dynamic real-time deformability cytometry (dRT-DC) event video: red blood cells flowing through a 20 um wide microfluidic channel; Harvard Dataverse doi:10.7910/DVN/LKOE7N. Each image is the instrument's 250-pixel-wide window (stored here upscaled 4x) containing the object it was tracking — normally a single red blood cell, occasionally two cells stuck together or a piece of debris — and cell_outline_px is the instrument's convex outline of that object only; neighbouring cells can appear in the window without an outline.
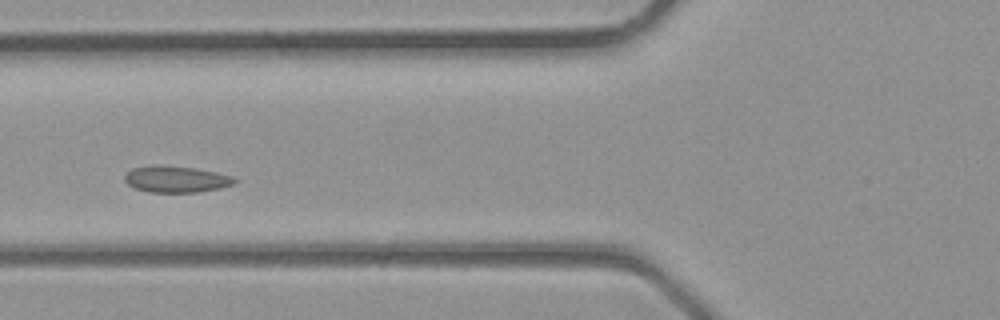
{"species": "common noctule bat (a hibernating species)", "species_latin": "Nyctalus noctula", "temperature_condition": "room temperature", "stored_images_in_passage": 4, "camera_frame_rate_fps": 3000, "um_per_image_px": 0.085, "animal": {"sex": "male", "body_mass_g": 23.1, "forearm_length_mm": 52.7}, "frame": {"image": 1, "passage_image": 4, "time_ms": 1.0, "image_size_px": [1000, 320], "cell_outline_px": [[240, 180], [232, 184], [220, 188], [196, 192], [148, 192], [136, 188], [128, 184], [124, 180], [124, 176], [132, 168], [148, 164], [160, 164], [196, 168], [216, 172], [232, 176]], "centroid_in_image_um": [14.95, 15.21], "position_along_channel_um": 110.8, "area_um2": 17.17}}